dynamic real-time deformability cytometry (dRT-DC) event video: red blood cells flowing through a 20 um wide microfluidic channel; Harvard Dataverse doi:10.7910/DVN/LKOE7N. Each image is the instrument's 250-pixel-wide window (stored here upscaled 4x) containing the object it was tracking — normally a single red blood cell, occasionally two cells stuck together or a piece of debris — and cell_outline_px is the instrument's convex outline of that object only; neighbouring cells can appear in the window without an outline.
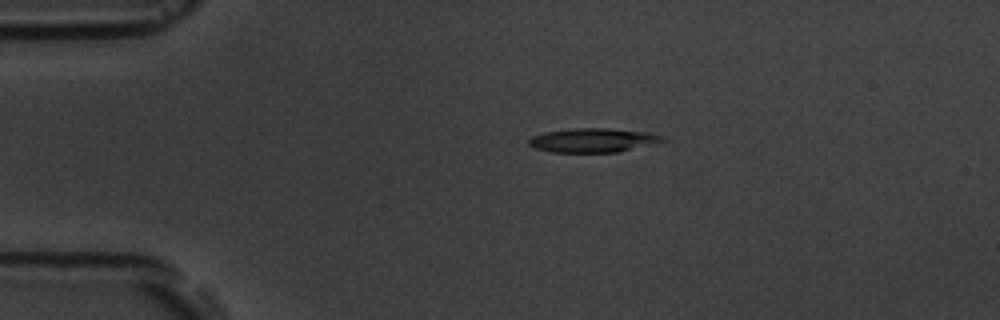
{"species": "common noctule bat (a hibernating species)", "species_latin": "Nyctalus noctula", "temperature_condition": "room temperature", "stored_images_in_passage": 5, "camera_frame_rate_fps": 3000, "um_per_image_px": 0.085, "animal": {"sex": "male", "body_mass_g": 19.5, "forearm_length_mm": 54.6}, "frame": {"image": 1, "passage_image": 3, "time_ms": 2.333, "image_size_px": [1000, 320], "cell_outline_px": [[668, 140], [656, 144], [620, 152], [552, 152], [536, 148], [528, 144], [528, 140], [532, 136], [544, 132], [572, 128], [608, 128], [648, 132], [664, 136]], "centroid_in_image_um": [50.47, 11.92], "position_along_channel_um": 34.5, "area_um2": 19.02}}
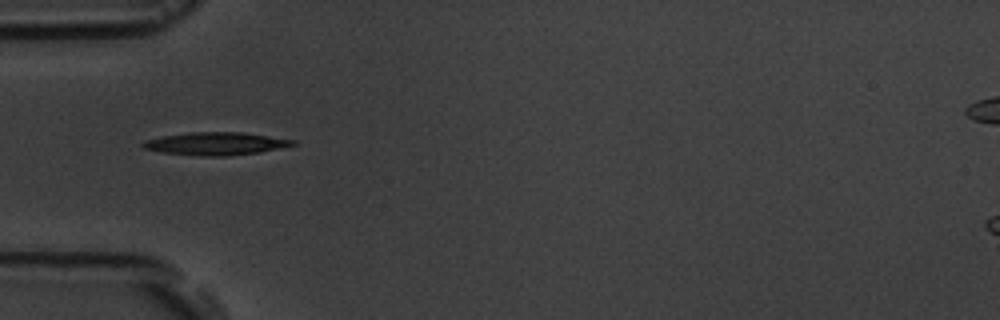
{"frame": {"image": 2, "passage_image": 4, "time_ms": 4.333, "image_size_px": [1000, 320], "cell_outline_px": [[296, 144], [280, 148], [260, 152], [228, 156], [200, 156], [160, 152], [144, 148], [140, 144], [144, 140], [164, 136], [192, 132], [244, 132], [296, 140]], "centroid_in_image_um": [18.35, 12.21], "position_along_channel_um": 66.7, "area_um2": 19.94}}
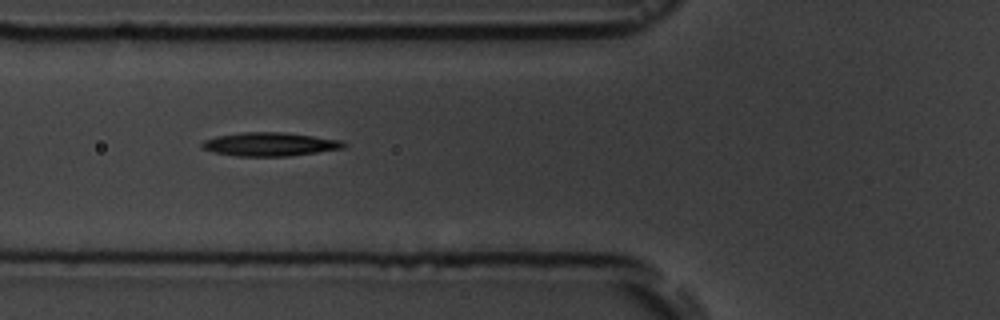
{"frame": {"image": 3, "passage_image": 5, "time_ms": 5.333, "image_size_px": [1000, 320], "cell_outline_px": [[348, 144], [344, 148], [288, 156], [236, 156], [216, 152], [200, 148], [200, 144], [204, 140], [216, 136], [240, 132], [284, 132], [340, 140]], "centroid_in_image_um": [22.9, 12.25], "position_along_channel_um": 102.9, "area_um2": 19.42}}